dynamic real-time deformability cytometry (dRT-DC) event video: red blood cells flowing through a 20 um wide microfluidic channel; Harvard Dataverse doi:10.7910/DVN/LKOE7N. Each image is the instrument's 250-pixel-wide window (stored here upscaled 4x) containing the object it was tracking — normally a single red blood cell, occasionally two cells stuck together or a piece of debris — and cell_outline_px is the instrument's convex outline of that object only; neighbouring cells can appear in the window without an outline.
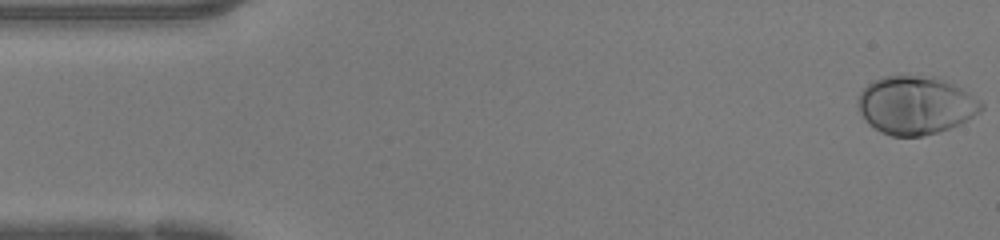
{"species": "human", "species_latin": "Homo sapiens", "temperature_condition": "warm", "stored_images_in_passage": 47, "camera_frame_rate_fps": 3000, "um_per_image_px": 0.085, "donor": {"sex": "female"}, "frame": {"image": 1, "passage_image": 1, "time_ms": 0.0, "image_size_px": [1000, 240], "cell_outline_px": [[984, 108], [980, 112], [960, 124], [936, 132], [920, 136], [892, 136], [868, 124], [860, 112], [860, 92], [872, 80], [884, 76], [932, 76], [960, 88], [984, 104]], "centroid_in_image_um": [77.83, 8.94], "position_along_channel_um": 7.2, "area_um2": 40.98}}
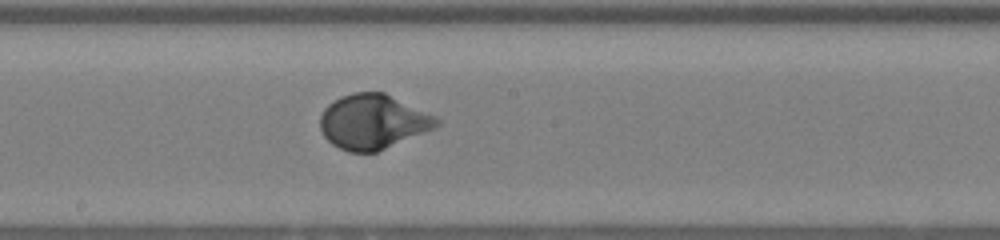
{"frame": {"image": 2, "passage_image": 25, "time_ms": 8.0, "image_size_px": [1000, 240], "cell_outline_px": [[440, 124], [436, 128], [376, 152], [348, 152], [332, 144], [324, 136], [320, 128], [320, 116], [324, 108], [332, 100], [340, 96], [352, 92], [384, 92], [436, 116], [440, 120]], "centroid_in_image_um": [31.69, 10.34], "position_along_channel_um": 216.5, "area_um2": 37.28}}
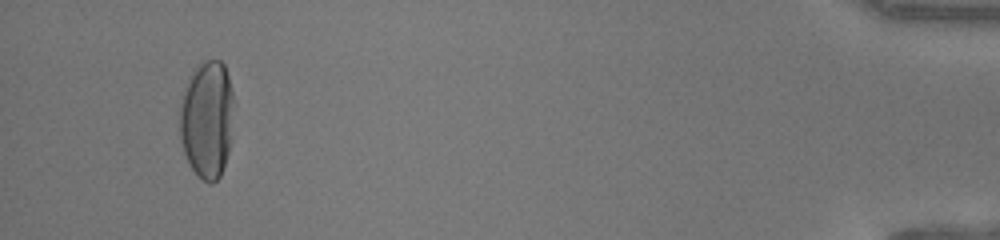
{"frame": {"image": 3, "passage_image": 45, "time_ms": 14.667, "image_size_px": [1000, 240], "cell_outline_px": [[232, 140], [220, 176], [212, 184], [208, 184], [188, 164], [180, 140], [180, 104], [184, 88], [192, 72], [200, 60], [220, 60], [224, 64], [228, 76], [232, 92]], "centroid_in_image_um": [17.59, 10.13], "position_along_channel_um": 417.6, "area_um2": 37.22}, "authors_computed_cell_mechanics": {"area_um2": 36.8186, "velocity_mm_per_s": 4.2275, "shape_relaxation_time_tau1_ms": 2.5042, "shape_relaxation_time_tau2_ms": null, "deformation_change_tau1": 0.1941, "deformation_change_tau2": null}}